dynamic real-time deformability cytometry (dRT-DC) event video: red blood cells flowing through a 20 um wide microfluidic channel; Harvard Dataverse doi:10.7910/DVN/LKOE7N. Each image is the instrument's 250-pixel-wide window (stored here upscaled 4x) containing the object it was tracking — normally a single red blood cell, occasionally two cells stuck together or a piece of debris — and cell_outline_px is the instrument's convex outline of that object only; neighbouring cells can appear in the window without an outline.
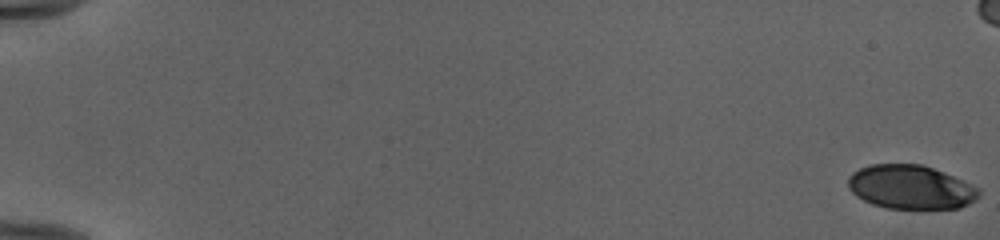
{"species": "human", "species_latin": "Homo sapiens", "temperature_condition": "cold", "stored_images_in_passage": 55, "camera_frame_rate_fps": 3000, "um_per_image_px": 0.085, "donor": {"sex": "female"}, "frame": {"image": 1, "passage_image": 1, "time_ms": 0.0, "image_size_px": [1000, 240], "cell_outline_px": [[980, 196], [976, 200], [960, 208], [884, 208], [872, 204], [856, 196], [848, 188], [848, 176], [852, 172], [868, 164], [920, 164], [944, 172], [980, 188]], "centroid_in_image_um": [77.4, 15.9], "position_along_channel_um": 7.6, "area_um2": 33.58}}
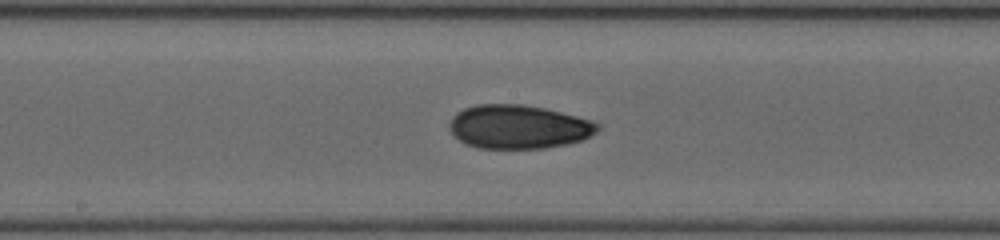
{"frame": {"image": 2, "passage_image": 31, "time_ms": 10.0, "image_size_px": [1000, 240], "cell_outline_px": [[600, 128], [596, 132], [584, 140], [568, 144], [544, 148], [480, 148], [464, 144], [448, 128], [448, 124], [452, 116], [456, 112], [464, 108], [476, 104], [524, 104], [544, 108], [592, 120], [600, 124]], "centroid_in_image_um": [44.07, 10.77], "position_along_channel_um": 204.1, "area_um2": 38.03}}
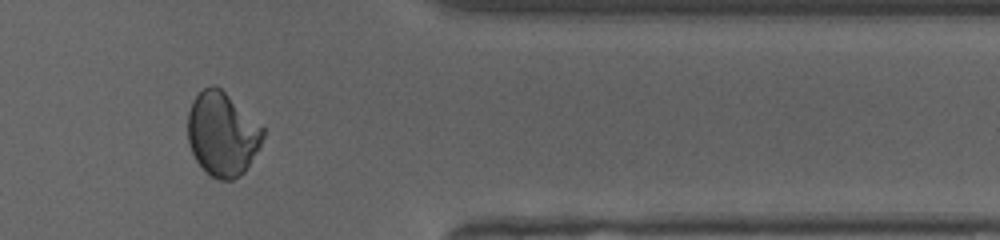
{"frame": {"image": 3, "passage_image": 46, "time_ms": 15.0, "image_size_px": [1000, 240], "cell_outline_px": [[264, 136], [260, 148], [244, 172], [240, 176], [232, 180], [220, 180], [212, 176], [196, 160], [188, 144], [188, 112], [192, 100], [204, 88], [212, 84], [216, 84], [264, 128]], "centroid_in_image_um": [18.9, 11.39], "position_along_channel_um": 392.5, "area_um2": 36.65}, "authors_computed_cell_mechanics": {"area_um2": 36.7608, "velocity_mm_per_s": 4.0114, "shape_relaxation_time_tau1_ms": 10.4335, "shape_relaxation_time_tau2_ms": 2.3462, "deformation_change_tau1": 0.2375, "deformation_change_tau2": 0.0629}}